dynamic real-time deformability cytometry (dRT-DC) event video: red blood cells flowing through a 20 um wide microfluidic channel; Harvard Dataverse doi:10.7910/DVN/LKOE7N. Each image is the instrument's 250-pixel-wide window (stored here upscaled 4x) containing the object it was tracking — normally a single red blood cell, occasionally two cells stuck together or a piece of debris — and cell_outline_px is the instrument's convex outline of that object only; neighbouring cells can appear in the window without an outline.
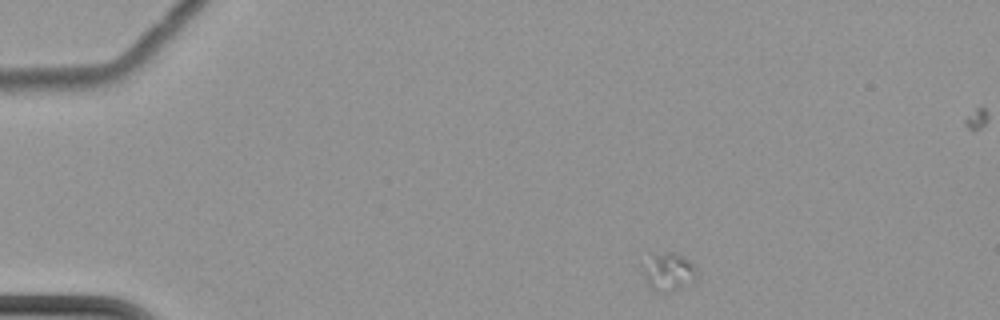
{"species": "common noctule bat (a hibernating species)", "species_latin": "Nyctalus noctula", "temperature_condition": "cold", "stored_images_in_passage": 4, "camera_frame_rate_fps": 3000, "um_per_image_px": 0.085, "animal": {"sex": "female", "body_mass_g": 22.7, "forearm_length_mm": 54.2}, "frame": {"image": 1, "passage_image": 1, "time_ms": 0.0, "image_size_px": [1000, 320], "cell_outline_px": [[696, 280], [672, 292], [664, 292], [652, 288], [648, 284], [644, 276], [640, 264], [652, 256], [664, 252], [668, 252], [684, 256], [696, 268]], "centroid_in_image_um": [56.81, 23.1], "position_along_channel_um": 28.2, "area_um2": 11.85}}